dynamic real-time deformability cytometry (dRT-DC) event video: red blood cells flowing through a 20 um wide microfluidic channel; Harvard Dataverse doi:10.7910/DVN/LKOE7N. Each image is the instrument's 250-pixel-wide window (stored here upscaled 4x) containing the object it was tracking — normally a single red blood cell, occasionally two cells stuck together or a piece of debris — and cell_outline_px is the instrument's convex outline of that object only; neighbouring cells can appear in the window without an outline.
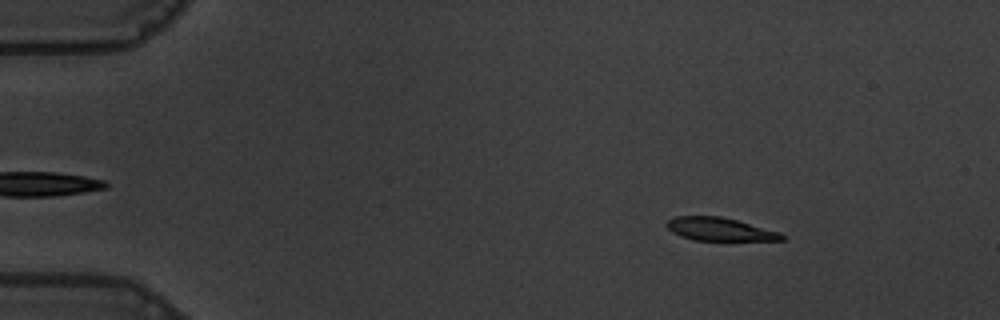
{"species": "common noctule bat (a hibernating species)", "species_latin": "Nyctalus noctula", "temperature_condition": "warm", "stored_images_in_passage": 57, "camera_frame_rate_fps": 3000, "um_per_image_px": 0.085, "animal": {"sex": "male", "body_mass_g": 19.5, "forearm_length_mm": 54.6}, "frame": {"image": 1, "passage_image": 8, "time_ms": 2.333, "image_size_px": [1000, 320], "cell_outline_px": [[784, 240], [692, 240], [680, 236], [672, 232], [664, 224], [668, 220], [676, 216], [720, 216], [736, 220], [780, 232], [784, 236]], "centroid_in_image_um": [61.13, 19.48], "position_along_channel_um": 23.9, "area_um2": 15.37}}
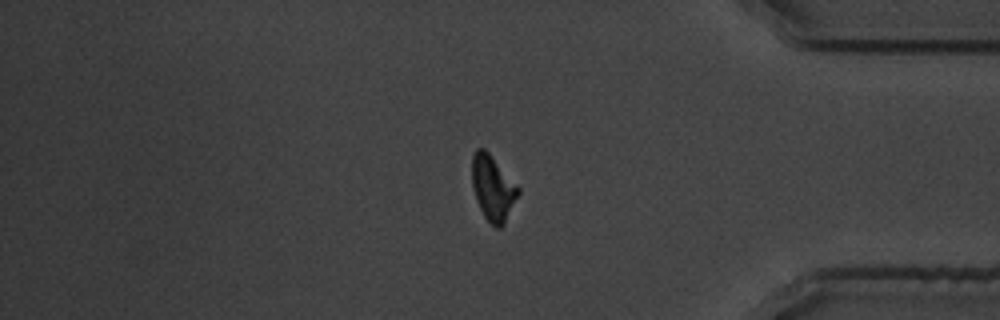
{"frame": {"image": 2, "passage_image": 48, "time_ms": 15.667, "image_size_px": [1000, 320], "cell_outline_px": [[520, 192], [504, 224], [500, 228], [496, 228], [484, 216], [476, 200], [472, 188], [472, 152], [476, 148], [484, 148], [488, 152], [520, 188]], "centroid_in_image_um": [41.88, 15.97], "position_along_channel_um": 393.3, "area_um2": 17.51}}
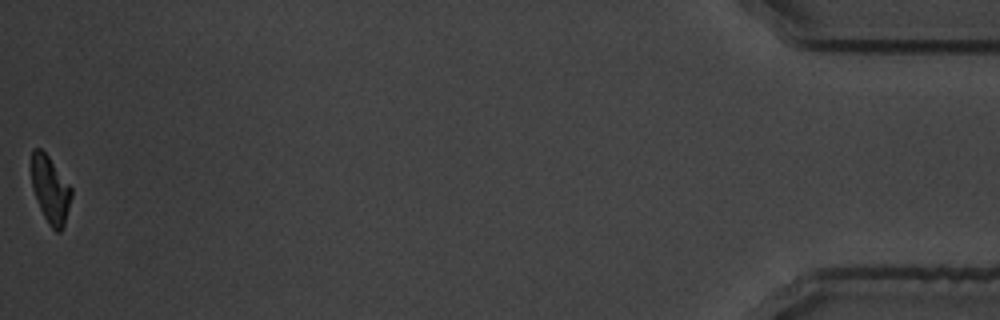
{"frame": {"image": 3, "passage_image": 57, "time_ms": 18.667, "image_size_px": [1000, 320], "cell_outline_px": [[72, 196], [64, 224], [60, 232], [56, 232], [48, 224], [40, 208], [32, 188], [32, 148], [40, 148], [48, 156], [72, 188]], "centroid_in_image_um": [4.28, 16.13], "position_along_channel_um": 430.9, "area_um2": 15.37}, "authors_computed_cell_mechanics": {"area_um2": 17.3978, "velocity_mm_per_s": 3.5781, "shape_relaxation_time_tau1_ms": 3.5047, "shape_relaxation_time_tau2_ms": 4.4594, "deformation_change_tau1": 0.1299, "deformation_change_tau2": 0.099}}